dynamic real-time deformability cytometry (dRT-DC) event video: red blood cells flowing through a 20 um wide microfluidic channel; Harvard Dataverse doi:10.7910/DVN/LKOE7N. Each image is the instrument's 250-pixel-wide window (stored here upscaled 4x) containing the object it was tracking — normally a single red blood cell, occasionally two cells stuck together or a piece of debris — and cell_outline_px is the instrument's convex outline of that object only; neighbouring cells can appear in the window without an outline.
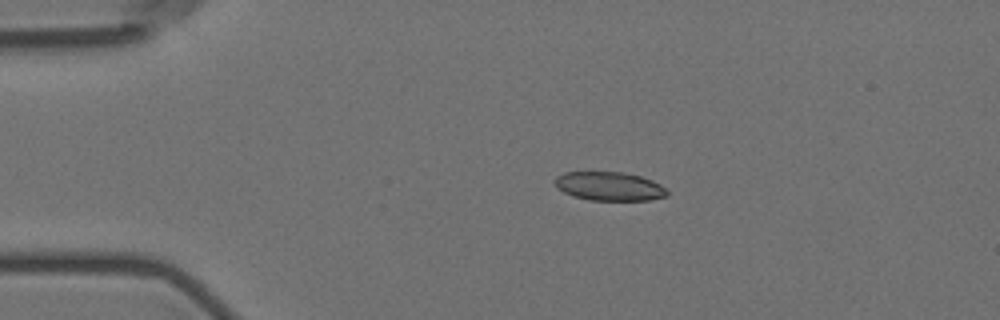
{"species": "Egyptian fruit bat (a non-hibernating species)", "species_latin": "Rousettus aegyptiacus", "temperature_condition": "room temperature", "stored_images_in_passage": 7, "camera_frame_rate_fps": 3000, "um_per_image_px": 0.085, "animal": {"sex": "female"}, "frame": {"image": 1, "passage_image": 3, "time_ms": 2.333, "image_size_px": [1000, 320], "cell_outline_px": [[668, 196], [648, 200], [592, 200], [572, 196], [556, 188], [552, 180], [556, 176], [564, 172], [624, 172], [640, 176], [652, 180], [660, 184], [668, 192]], "centroid_in_image_um": [51.75, 15.83], "position_along_channel_um": 33.2, "area_um2": 18.96}}
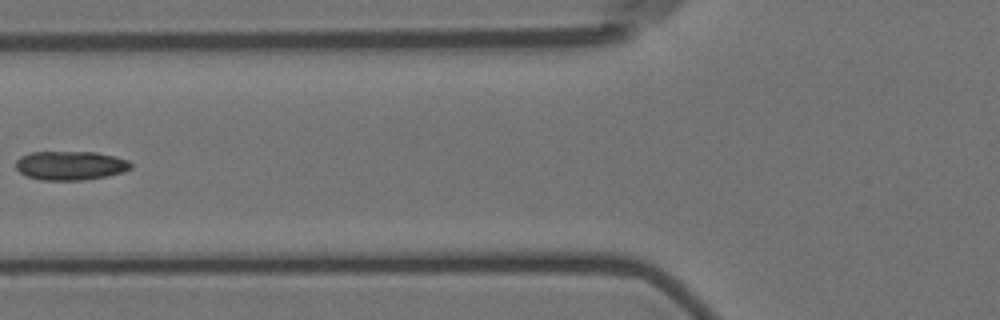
{"frame": {"image": 2, "passage_image": 6, "time_ms": 6.0, "image_size_px": [1000, 320], "cell_outline_px": [[132, 168], [124, 172], [84, 180], [40, 180], [28, 176], [20, 172], [16, 168], [16, 160], [20, 156], [32, 152], [96, 152], [116, 156], [128, 160], [132, 164]], "centroid_in_image_um": [6.0, 14.06], "position_along_channel_um": 119.8, "area_um2": 19.48}}
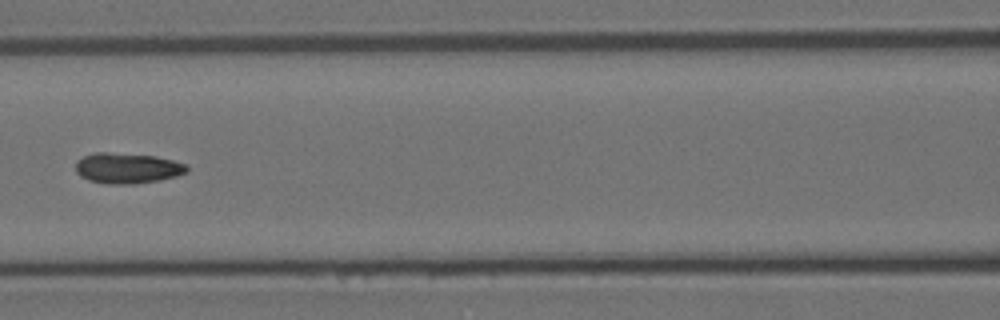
{"frame": {"image": 3, "passage_image": 7, "time_ms": 7.0, "image_size_px": [1000, 320], "cell_outline_px": [[188, 172], [176, 176], [160, 180], [132, 184], [108, 184], [88, 180], [80, 176], [76, 172], [76, 160], [84, 156], [96, 152], [108, 152], [156, 156], [188, 164]], "centroid_in_image_um": [10.83, 14.29], "position_along_channel_um": 155.8, "area_um2": 19.94}}